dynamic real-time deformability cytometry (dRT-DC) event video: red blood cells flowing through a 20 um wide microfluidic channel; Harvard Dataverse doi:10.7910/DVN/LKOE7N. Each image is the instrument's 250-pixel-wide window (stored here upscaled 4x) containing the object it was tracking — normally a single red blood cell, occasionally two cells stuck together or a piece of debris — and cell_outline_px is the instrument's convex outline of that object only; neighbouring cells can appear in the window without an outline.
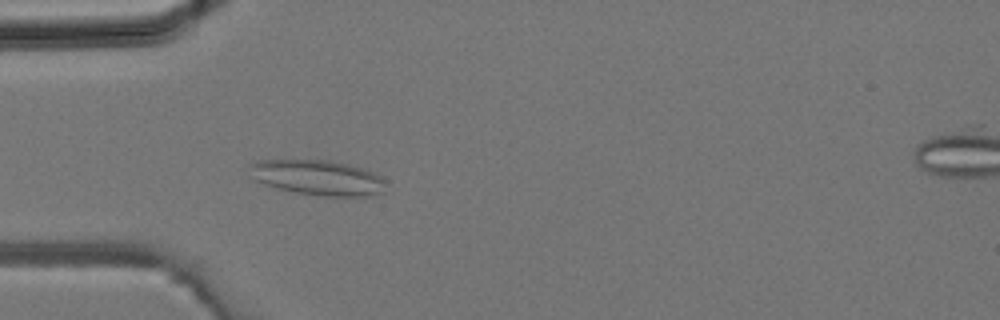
{"species": "common noctule bat (a hibernating species)", "species_latin": "Nyctalus noctula", "temperature_condition": "room temperature", "stored_images_in_passage": 37, "camera_frame_rate_fps": 3000, "um_per_image_px": 0.085, "animal": {"sex": "male", "body_mass_g": 19.2, "forearm_length_mm": 51.8}, "frame": {"image": 1, "passage_image": 11, "time_ms": 3.333, "image_size_px": [1000, 320], "cell_outline_px": [[384, 192], [372, 196], [324, 196], [296, 192], [276, 188], [252, 180], [248, 164], [256, 160], [328, 160], [348, 164], [364, 168], [380, 176], [384, 180]], "centroid_in_image_um": [26.97, 15.09], "position_along_channel_um": 58.0, "area_um2": 28.15}}
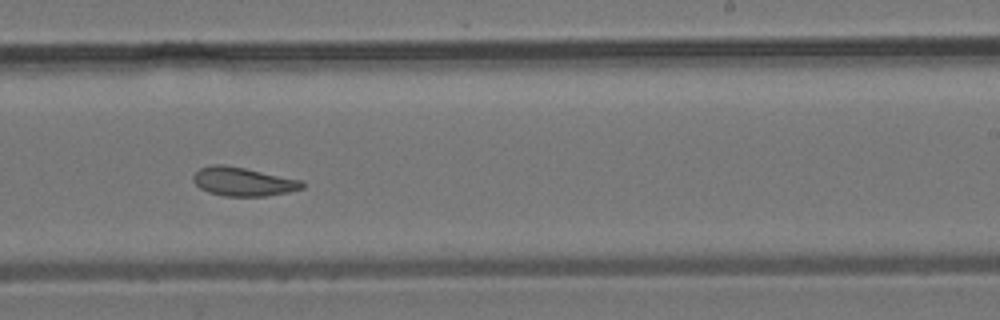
{"frame": {"image": 2, "passage_image": 23, "time_ms": 7.333, "image_size_px": [1000, 320], "cell_outline_px": [[304, 188], [288, 192], [264, 196], [224, 196], [208, 192], [200, 188], [192, 180], [192, 176], [200, 168], [212, 164], [220, 164], [244, 168], [300, 180], [304, 184]], "centroid_in_image_um": [20.62, 15.44], "position_along_channel_um": 268.4, "area_um2": 18.03}}
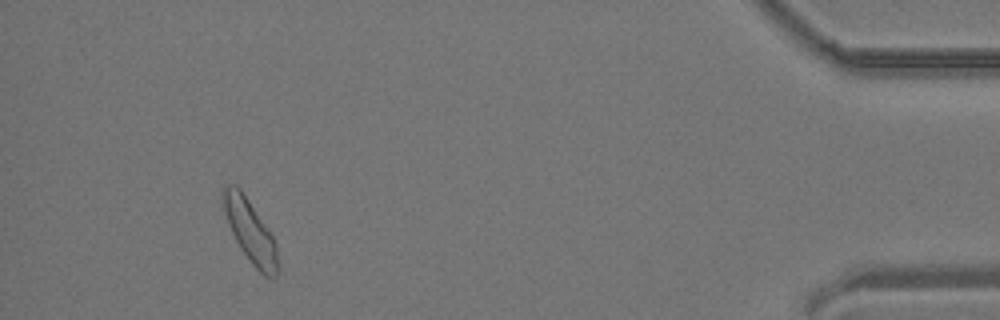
{"frame": {"image": 3, "passage_image": 35, "time_ms": 11.333, "image_size_px": [1000, 320], "cell_outline_px": [[276, 276], [264, 276], [252, 264], [240, 248], [228, 224], [224, 212], [224, 188], [228, 184], [236, 184], [240, 188], [272, 236], [276, 244]], "centroid_in_image_um": [21.24, 19.64], "position_along_channel_um": 414.0, "area_um2": 18.96}}